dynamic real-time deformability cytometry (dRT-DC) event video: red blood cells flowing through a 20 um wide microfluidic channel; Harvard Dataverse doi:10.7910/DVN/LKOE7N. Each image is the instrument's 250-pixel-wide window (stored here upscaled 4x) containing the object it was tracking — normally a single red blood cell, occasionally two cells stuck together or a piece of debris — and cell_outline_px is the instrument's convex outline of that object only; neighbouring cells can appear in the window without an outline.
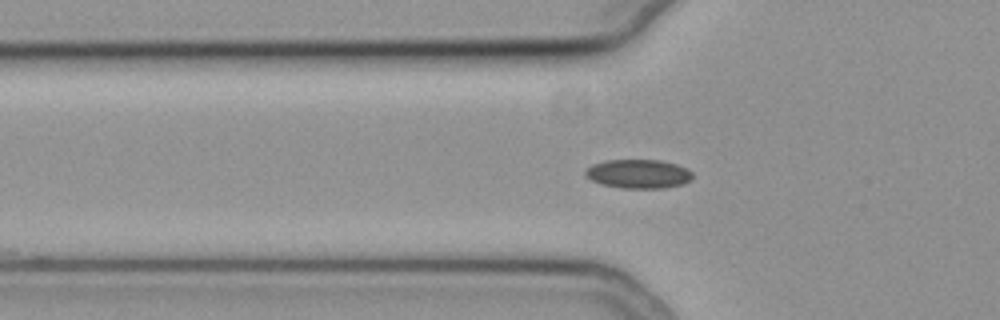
{"species": "common noctule bat (a hibernating species)", "species_latin": "Nyctalus noctula", "temperature_condition": "cold", "stored_images_in_passage": 37, "camera_frame_rate_fps": 3000, "um_per_image_px": 0.085, "animal": {"sex": "female", "body_mass_g": 19.3, "forearm_length_mm": 54.1}, "frame": {"image": 1, "passage_image": 2, "time_ms": 0.333, "image_size_px": [1000, 320], "cell_outline_px": [[692, 180], [684, 184], [664, 188], [620, 188], [600, 184], [584, 176], [584, 172], [592, 164], [604, 160], [660, 160], [676, 164], [688, 168], [692, 172]], "centroid_in_image_um": [54.27, 14.78], "position_along_channel_um": 71.5, "area_um2": 18.32}}
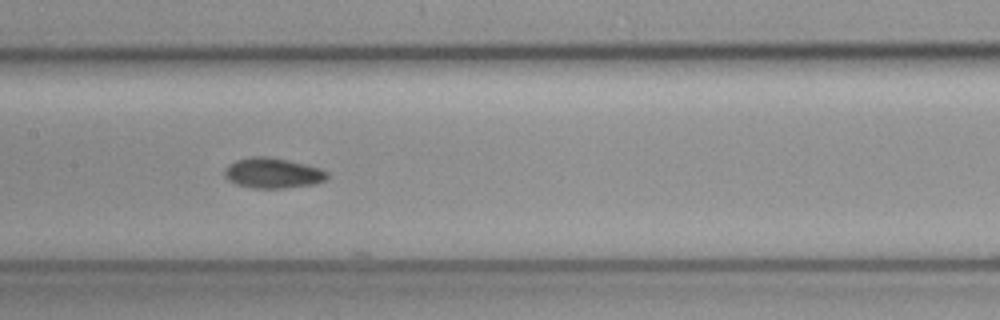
{"frame": {"image": 2, "passage_image": 11, "time_ms": 3.333, "image_size_px": [1000, 320], "cell_outline_px": [[328, 180], [316, 184], [284, 188], [252, 188], [236, 184], [228, 180], [224, 176], [224, 168], [228, 164], [236, 160], [252, 156], [268, 156], [288, 160], [320, 168], [328, 172]], "centroid_in_image_um": [23.19, 14.71], "position_along_channel_um": 184.2, "area_um2": 18.38}}
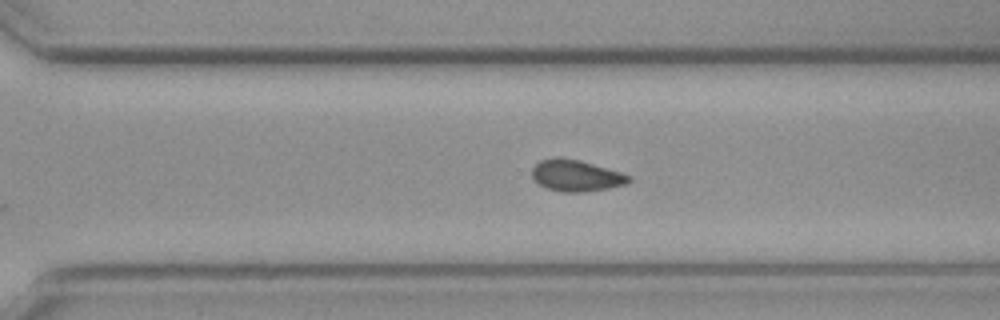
{"frame": {"image": 3, "passage_image": 22, "time_ms": 7.0, "image_size_px": [1000, 320], "cell_outline_px": [[632, 180], [628, 184], [608, 188], [584, 192], [560, 192], [544, 188], [532, 176], [532, 168], [540, 160], [556, 156], [560, 156], [580, 160], [620, 172], [632, 176]], "centroid_in_image_um": [48.97, 14.92], "position_along_channel_um": 321.6, "area_um2": 17.98}}